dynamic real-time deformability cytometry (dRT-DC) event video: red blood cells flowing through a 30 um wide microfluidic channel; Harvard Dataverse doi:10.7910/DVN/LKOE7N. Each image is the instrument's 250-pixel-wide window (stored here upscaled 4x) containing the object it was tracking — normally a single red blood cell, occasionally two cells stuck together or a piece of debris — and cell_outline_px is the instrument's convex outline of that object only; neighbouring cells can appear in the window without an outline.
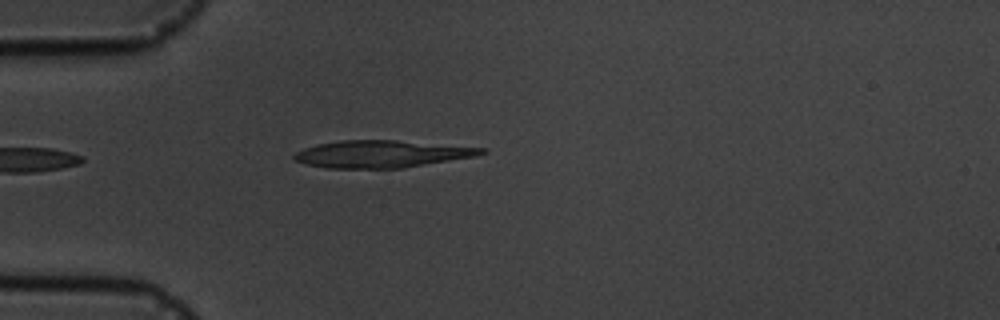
{"species": "common noctule bat (a hibernating species)", "species_latin": "Nyctalus noctula", "temperature_condition": "cold", "stored_images_in_passage": 5, "camera_frame_rate_fps": 3000, "um_per_image_px": 0.085, "animal": {"sex": "male", "body_mass_g": 19.5, "forearm_length_mm": 54.6}, "frame": {"image": 1, "passage_image": 5, "time_ms": 4.333, "image_size_px": [1000, 320], "cell_outline_px": [[488, 152], [476, 156], [404, 168], [328, 168], [308, 164], [292, 160], [292, 156], [296, 152], [304, 148], [316, 144], [344, 140], [396, 140], [488, 148]], "centroid_in_image_um": [32.46, 13.08], "position_along_channel_um": 52.5, "area_um2": 29.77}}